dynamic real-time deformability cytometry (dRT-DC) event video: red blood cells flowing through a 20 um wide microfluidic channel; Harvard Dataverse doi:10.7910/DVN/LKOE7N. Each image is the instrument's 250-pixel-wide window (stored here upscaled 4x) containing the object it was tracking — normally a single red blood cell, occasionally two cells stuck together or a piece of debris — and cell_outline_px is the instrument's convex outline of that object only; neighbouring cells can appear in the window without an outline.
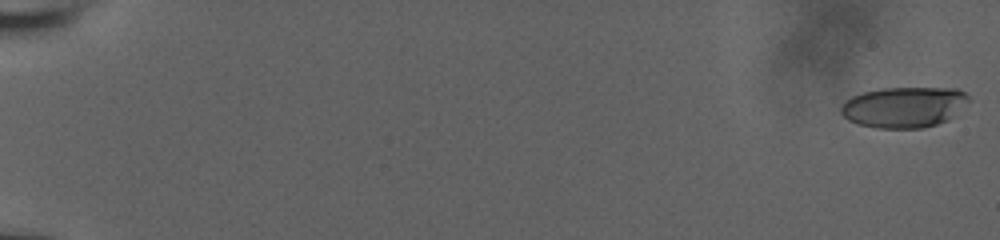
{"species": "human", "species_latin": "Homo sapiens", "temperature_condition": "room temperature", "stored_images_in_passage": 58, "camera_frame_rate_fps": 3000, "um_per_image_px": 0.085, "donor": {"sex": "male"}, "frame": {"image": 1, "passage_image": 1, "time_ms": 0.0, "image_size_px": [1000, 240], "cell_outline_px": [[972, 100], [948, 120], [924, 128], [876, 128], [860, 124], [848, 120], [840, 112], [840, 108], [852, 96], [864, 92], [884, 88], [956, 88], [964, 92]], "centroid_in_image_um": [76.88, 9.1], "position_along_channel_um": 8.1, "area_um2": 30.29}}
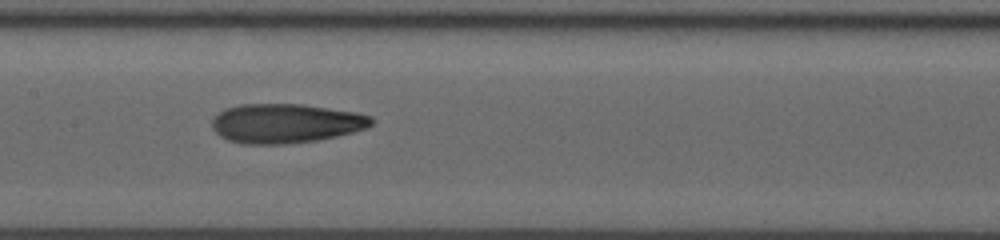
{"frame": {"image": 2, "passage_image": 32, "time_ms": 10.333, "image_size_px": [1000, 240], "cell_outline_px": [[376, 120], [368, 128], [336, 136], [316, 140], [284, 144], [244, 144], [228, 140], [220, 136], [212, 128], [212, 116], [224, 108], [240, 104], [304, 104], [356, 112], [372, 116]], "centroid_in_image_um": [24.28, 10.47], "position_along_channel_um": 183.1, "area_um2": 36.88}}
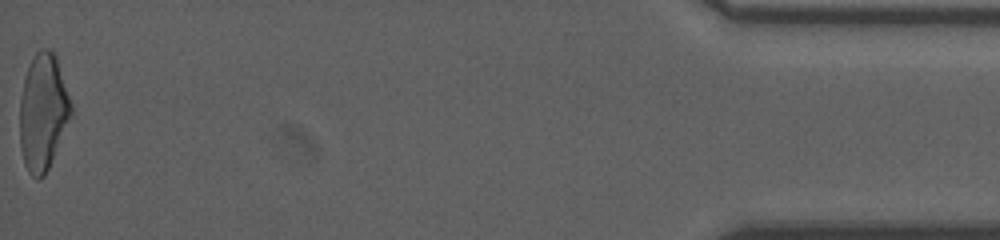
{"frame": {"image": 3, "passage_image": 58, "time_ms": 19.0, "image_size_px": [1000, 240], "cell_outline_px": [[72, 116], [48, 168], [44, 176], [40, 180], [36, 180], [28, 172], [24, 164], [20, 144], [20, 96], [24, 80], [28, 68], [36, 52], [40, 48], [52, 48], [56, 56], [72, 104]], "centroid_in_image_um": [3.66, 9.53], "position_along_channel_um": 431.5, "area_um2": 34.91}, "authors_computed_cell_mechanics": {"area_um2": 34.7378, "velocity_mm_per_s": 3.866, "shape_relaxation_time_tau1_ms": 7.5942, "shape_relaxation_time_tau2_ms": 2.2564, "deformation_change_tau1": 0.2207, "deformation_change_tau2": 0.1134}}